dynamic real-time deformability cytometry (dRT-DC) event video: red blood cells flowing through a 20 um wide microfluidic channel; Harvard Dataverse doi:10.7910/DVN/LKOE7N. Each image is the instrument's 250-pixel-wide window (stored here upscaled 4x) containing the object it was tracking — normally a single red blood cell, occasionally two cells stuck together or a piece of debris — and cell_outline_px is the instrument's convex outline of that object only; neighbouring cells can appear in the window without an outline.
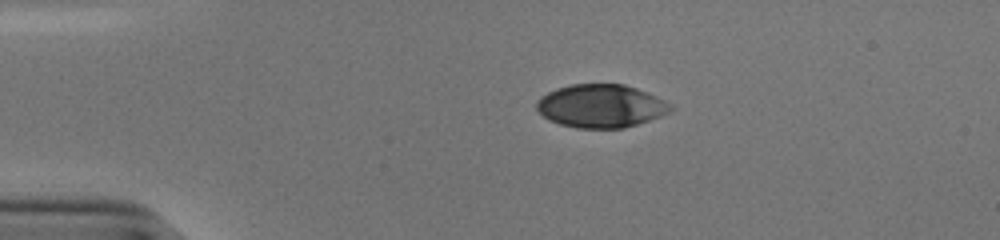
{"species": "human", "species_latin": "Homo sapiens", "temperature_condition": "cold", "stored_images_in_passage": 43, "camera_frame_rate_fps": 3000, "um_per_image_px": 0.085, "donor": {"sex": "male"}, "frame": {"image": 1, "passage_image": 1, "time_ms": 0.0, "image_size_px": [1000, 240], "cell_outline_px": [[668, 108], [664, 112], [648, 120], [624, 128], [576, 128], [560, 124], [548, 120], [536, 108], [536, 104], [548, 92], [556, 88], [572, 84], [624, 84], [636, 88], [656, 96], [668, 104]], "centroid_in_image_um": [50.99, 9.0], "position_along_channel_um": 34.0, "area_um2": 32.89}}
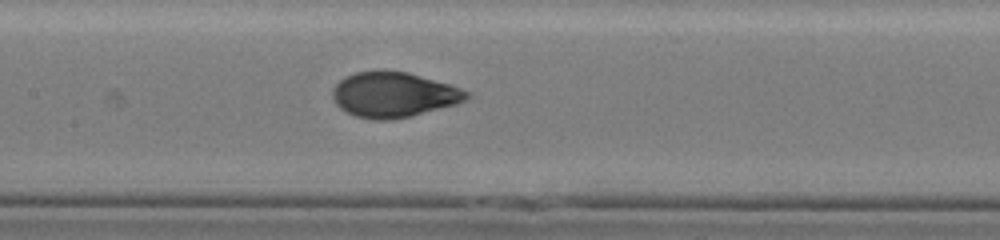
{"frame": {"image": 2, "passage_image": 16, "time_ms": 5.0, "image_size_px": [1000, 240], "cell_outline_px": [[468, 96], [464, 100], [456, 104], [412, 116], [392, 120], [372, 120], [356, 116], [340, 108], [336, 104], [332, 96], [332, 88], [344, 76], [356, 72], [380, 68], [384, 68], [408, 72], [448, 84], [460, 88], [468, 92]], "centroid_in_image_um": [33.4, 8.02], "position_along_channel_um": 174.0, "area_um2": 35.66}}
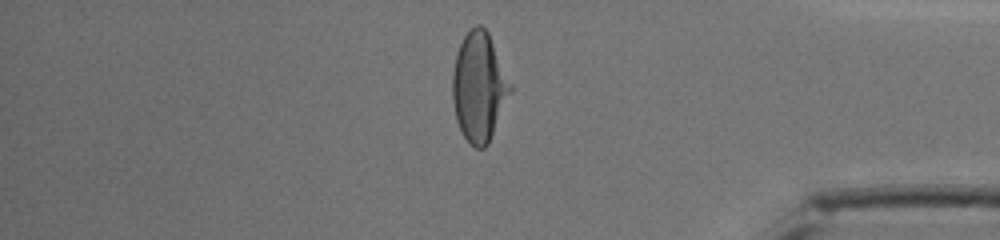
{"frame": {"image": 3, "passage_image": 35, "time_ms": 11.333, "image_size_px": [1000, 240], "cell_outline_px": [[512, 88], [488, 144], [484, 148], [476, 148], [464, 136], [456, 120], [452, 100], [452, 76], [456, 56], [460, 44], [464, 36], [476, 24], [480, 24], [488, 32], [512, 84]], "centroid_in_image_um": [40.71, 7.38], "position_along_channel_um": 394.5, "area_um2": 36.3}, "authors_computed_cell_mechanics": {"area_um2": 35.258, "velocity_mm_per_s": 3.8611, "shape_relaxation_time_tau1_ms": 3.679, "shape_relaxation_time_tau2_ms": null, "deformation_change_tau1": 0.1716, "deformation_change_tau2": null}}